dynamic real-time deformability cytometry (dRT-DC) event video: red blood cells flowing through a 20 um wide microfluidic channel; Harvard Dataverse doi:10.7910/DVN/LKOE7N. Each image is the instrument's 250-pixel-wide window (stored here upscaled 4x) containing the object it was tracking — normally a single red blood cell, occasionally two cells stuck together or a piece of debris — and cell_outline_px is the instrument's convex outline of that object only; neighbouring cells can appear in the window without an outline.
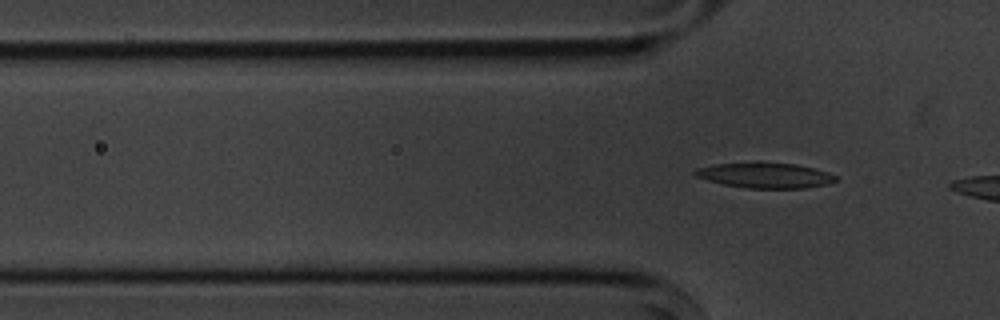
{"species": "common noctule bat (a hibernating species)", "species_latin": "Nyctalus noctula", "temperature_condition": "cold", "stored_images_in_passage": 7, "segment_of_instrument_passage": [2, 2], "camera_frame_rate_fps": 3000, "um_per_image_px": 0.085, "animal": {"sex": "male", "body_mass_g": 20.1, "forearm_length_mm": 53.5}, "frame": {"image": 1, "passage_image": 7, "time_ms": 7.0, "image_size_px": [1000, 320], "cell_outline_px": [[836, 180], [828, 184], [804, 188], [744, 188], [724, 184], [708, 180], [696, 176], [692, 172], [696, 168], [716, 164], [760, 160], [796, 164], [828, 172], [836, 176]], "centroid_in_image_um": [65.01, 14.87], "position_along_channel_um": 60.8, "area_um2": 21.21}}